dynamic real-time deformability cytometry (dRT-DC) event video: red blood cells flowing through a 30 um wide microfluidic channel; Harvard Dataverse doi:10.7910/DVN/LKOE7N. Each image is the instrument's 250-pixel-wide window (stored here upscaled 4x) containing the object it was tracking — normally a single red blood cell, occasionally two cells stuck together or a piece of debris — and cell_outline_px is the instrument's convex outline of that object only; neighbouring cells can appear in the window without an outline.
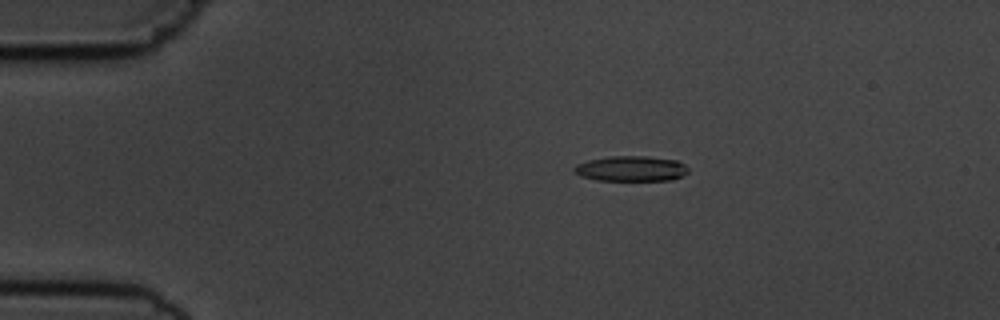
{"species": "common noctule bat (a hibernating species)", "species_latin": "Nyctalus noctula", "temperature_condition": "cold", "stored_images_in_passage": 9, "camera_frame_rate_fps": 3000, "um_per_image_px": 0.085, "animal": {"sex": "male", "body_mass_g": 19.5, "forearm_length_mm": 54.6}, "frame": {"image": 1, "passage_image": 4, "time_ms": 3.333, "image_size_px": [1000, 320], "cell_outline_px": [[688, 172], [672, 180], [596, 180], [580, 176], [572, 172], [572, 168], [576, 164], [588, 160], [608, 156], [648, 156], [676, 160], [684, 164], [688, 168]], "centroid_in_image_um": [53.59, 14.33], "position_along_channel_um": 31.4, "area_um2": 16.94}}
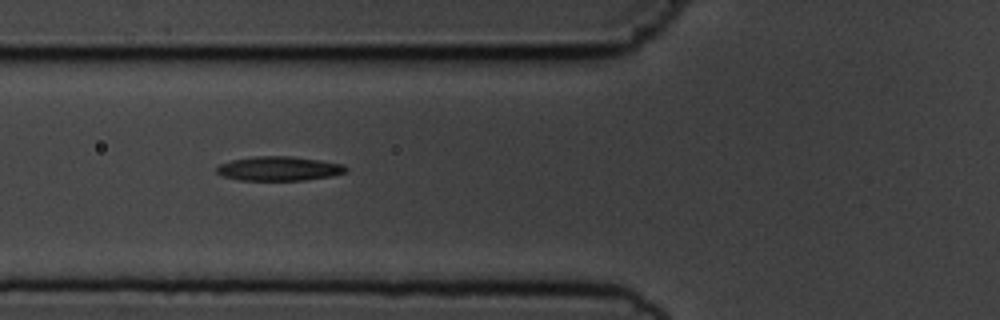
{"frame": {"image": 2, "passage_image": 7, "time_ms": 6.667, "image_size_px": [1000, 320], "cell_outline_px": [[348, 172], [332, 176], [304, 180], [240, 180], [224, 176], [216, 172], [216, 168], [220, 164], [232, 160], [252, 156], [288, 156], [320, 160], [344, 164], [348, 168]], "centroid_in_image_um": [23.75, 14.33], "position_along_channel_um": 102.1, "area_um2": 18.32}}
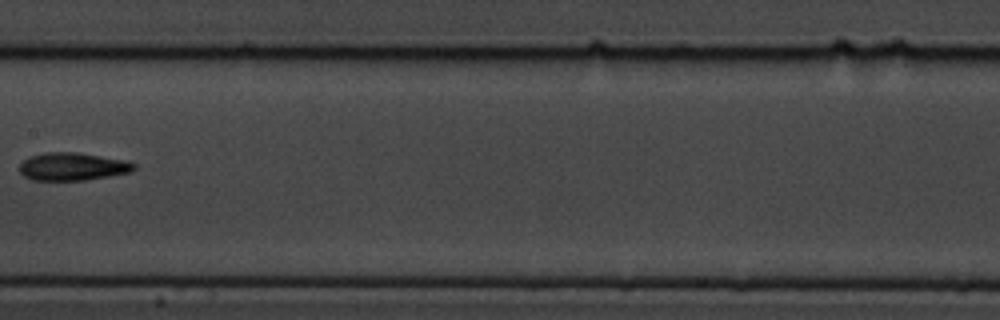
{"frame": {"image": 3, "passage_image": 9, "time_ms": 9.333, "image_size_px": [1000, 320], "cell_outline_px": [[136, 168], [132, 172], [84, 180], [32, 180], [24, 176], [20, 172], [20, 164], [24, 160], [32, 156], [44, 152], [76, 152], [124, 160], [136, 164]], "centroid_in_image_um": [6.17, 14.16], "position_along_channel_um": 201.2, "area_um2": 18.44}}